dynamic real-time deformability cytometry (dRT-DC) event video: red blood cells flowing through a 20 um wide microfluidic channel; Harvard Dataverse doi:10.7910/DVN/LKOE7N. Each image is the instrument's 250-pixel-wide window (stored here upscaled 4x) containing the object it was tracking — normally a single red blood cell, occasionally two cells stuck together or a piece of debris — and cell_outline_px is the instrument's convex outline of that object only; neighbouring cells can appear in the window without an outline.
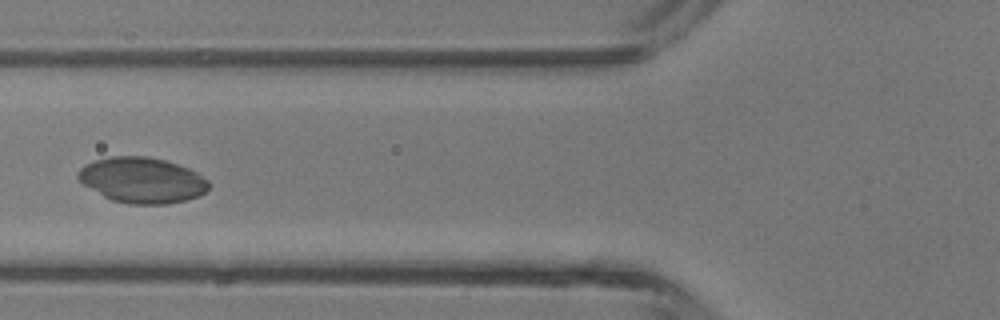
{"species": "common noctule bat (a hibernating species)", "species_latin": "Nyctalus noctula", "temperature_condition": "room temperature", "stored_images_in_passage": 6, "camera_frame_rate_fps": 3000, "um_per_image_px": 0.085, "animal": {"sex": "male", "body_mass_g": 13.3}, "frame": {"image": 1, "passage_image": 6, "time_ms": 5.667, "image_size_px": [1000, 320], "cell_outline_px": [[212, 184], [200, 196], [188, 200], [168, 204], [128, 204], [112, 200], [104, 196], [84, 184], [76, 176], [80, 168], [84, 164], [96, 160], [112, 156], [148, 156], [164, 160], [188, 168], [196, 172], [208, 180]], "centroid_in_image_um": [12.11, 15.32], "position_along_channel_um": 113.7, "area_um2": 34.74}}